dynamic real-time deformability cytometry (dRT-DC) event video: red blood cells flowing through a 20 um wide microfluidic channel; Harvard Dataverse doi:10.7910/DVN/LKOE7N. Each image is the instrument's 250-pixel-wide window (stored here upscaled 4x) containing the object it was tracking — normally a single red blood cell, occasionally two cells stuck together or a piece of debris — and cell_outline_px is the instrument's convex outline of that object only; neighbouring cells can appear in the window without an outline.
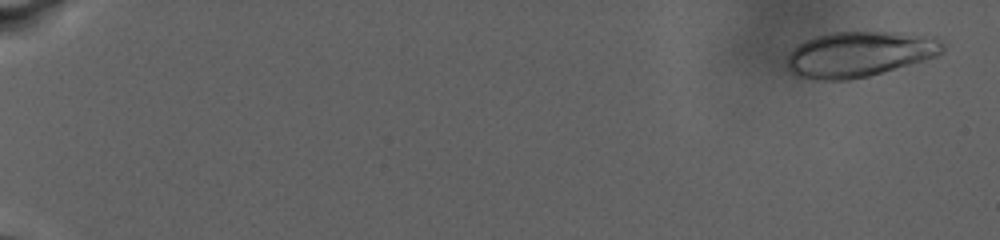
{"species": "human", "species_latin": "Homo sapiens", "temperature_condition": "warm", "stored_images_in_passage": 82, "camera_frame_rate_fps": 3000, "um_per_image_px": 0.085, "donor": {"sex": "male"}, "frame": {"image": 1, "passage_image": 4, "time_ms": 1.0, "image_size_px": [1000, 240], "cell_outline_px": [[944, 52], [936, 56], [924, 60], [868, 76], [848, 80], [816, 80], [796, 76], [788, 68], [788, 56], [800, 44], [816, 36], [832, 32], [900, 32], [932, 36], [944, 44]], "centroid_in_image_um": [73.08, 4.6], "position_along_channel_um": 11.9, "area_um2": 40.92}}
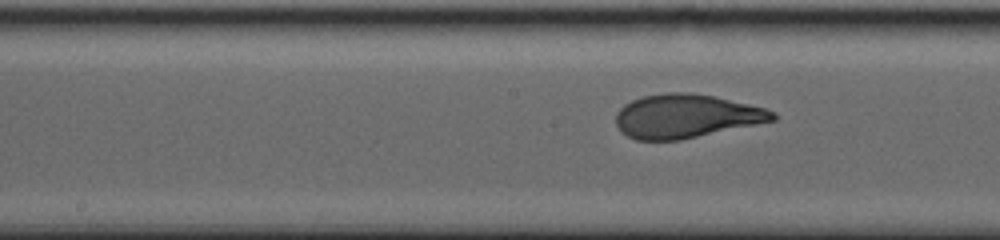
{"frame": {"image": 2, "passage_image": 48, "time_ms": 17.0, "image_size_px": [1000, 240], "cell_outline_px": [[776, 120], [680, 140], [636, 140], [628, 136], [616, 124], [616, 112], [624, 104], [632, 100], [644, 96], [664, 92], [692, 92], [716, 96], [764, 108], [776, 112]], "centroid_in_image_um": [58.32, 9.86], "position_along_channel_um": 189.9, "area_um2": 39.88}}
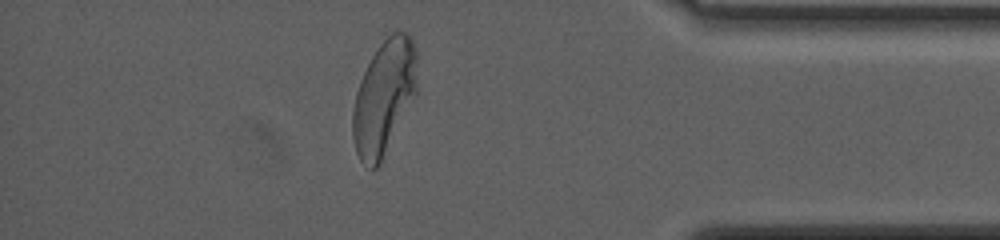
{"frame": {"image": 3, "passage_image": 69, "time_ms": 26.667, "image_size_px": [1000, 240], "cell_outline_px": [[416, 96], [380, 164], [376, 168], [372, 168], [360, 160], [356, 152], [352, 136], [352, 112], [356, 92], [360, 80], [372, 56], [380, 44], [392, 32], [404, 32], [412, 36], [416, 52]], "centroid_in_image_um": [32.64, 8.28], "position_along_channel_um": 402.6, "area_um2": 42.83}, "authors_computed_cell_mechanics": {"area_um2": 40.0265, "velocity_mm_per_s": 2.4325, "shape_relaxation_time_tau1_ms": 7.6281, "shape_relaxation_time_tau2_ms": null, "deformation_change_tau1": 0.2245, "deformation_change_tau2": null}}